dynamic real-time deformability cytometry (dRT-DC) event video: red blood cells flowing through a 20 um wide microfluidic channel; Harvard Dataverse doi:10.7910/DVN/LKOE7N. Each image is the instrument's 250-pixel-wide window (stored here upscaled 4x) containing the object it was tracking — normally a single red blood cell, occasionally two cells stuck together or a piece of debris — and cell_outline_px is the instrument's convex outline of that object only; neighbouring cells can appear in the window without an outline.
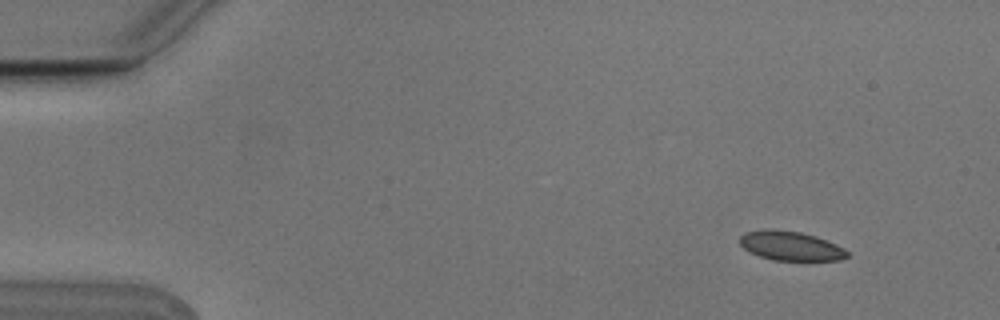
{"species": "Egyptian fruit bat (a non-hibernating species)", "species_latin": "Rousettus aegyptiacus", "temperature_condition": "cold", "stored_images_in_passage": 5, "camera_frame_rate_fps": 3000, "um_per_image_px": 0.085, "animal": {"sex": "male"}, "frame": {"image": 1, "passage_image": 1, "time_ms": 0.0, "image_size_px": [1000, 320], "cell_outline_px": [[848, 256], [840, 260], [772, 260], [760, 256], [744, 248], [740, 244], [740, 236], [744, 232], [768, 228], [800, 232], [816, 236], [836, 244], [844, 248], [848, 252]], "centroid_in_image_um": [67.2, 20.89], "position_along_channel_um": 17.8, "area_um2": 18.26}}
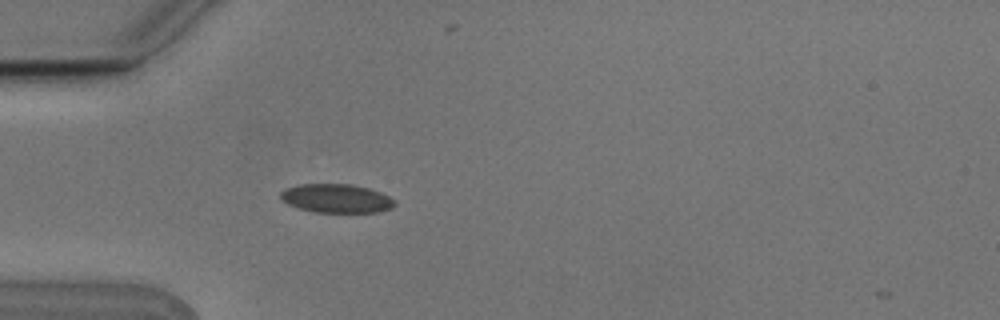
{"frame": {"image": 2, "passage_image": 4, "time_ms": 1.0, "image_size_px": [1000, 320], "cell_outline_px": [[396, 204], [392, 208], [376, 212], [316, 212], [296, 208], [280, 200], [280, 192], [284, 188], [300, 184], [352, 184], [368, 188], [380, 192], [396, 200]], "centroid_in_image_um": [28.56, 16.86], "position_along_channel_um": 56.4, "area_um2": 19.31}}